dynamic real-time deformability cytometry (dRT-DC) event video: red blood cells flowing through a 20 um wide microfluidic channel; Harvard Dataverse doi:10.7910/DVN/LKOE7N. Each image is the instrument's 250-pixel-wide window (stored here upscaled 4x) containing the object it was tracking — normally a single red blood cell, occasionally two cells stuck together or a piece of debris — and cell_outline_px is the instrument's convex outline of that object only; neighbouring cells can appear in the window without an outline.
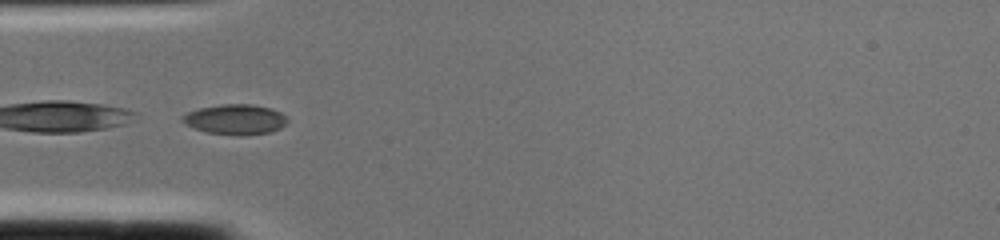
{"species": "common noctule bat (a hibernating species)", "species_latin": "Nyctalus noctula", "temperature_condition": "cold", "stored_images_in_passage": 2, "camera_frame_rate_fps": 3000, "um_per_image_px": 0.085, "animal": {"sex": "female", "body_mass_g": 22.0, "forearm_length_mm": 56.7}, "frame": {"image": 1, "passage_image": 2, "time_ms": 0.333, "image_size_px": [1000, 240], "cell_outline_px": [[288, 120], [280, 128], [272, 132], [244, 136], [208, 132], [192, 128], [184, 124], [180, 120], [180, 116], [188, 112], [200, 108], [220, 104], [252, 104], [272, 108], [280, 112]], "centroid_in_image_um": [19.97, 10.15], "position_along_channel_um": 65.0, "area_um2": 18.61}}